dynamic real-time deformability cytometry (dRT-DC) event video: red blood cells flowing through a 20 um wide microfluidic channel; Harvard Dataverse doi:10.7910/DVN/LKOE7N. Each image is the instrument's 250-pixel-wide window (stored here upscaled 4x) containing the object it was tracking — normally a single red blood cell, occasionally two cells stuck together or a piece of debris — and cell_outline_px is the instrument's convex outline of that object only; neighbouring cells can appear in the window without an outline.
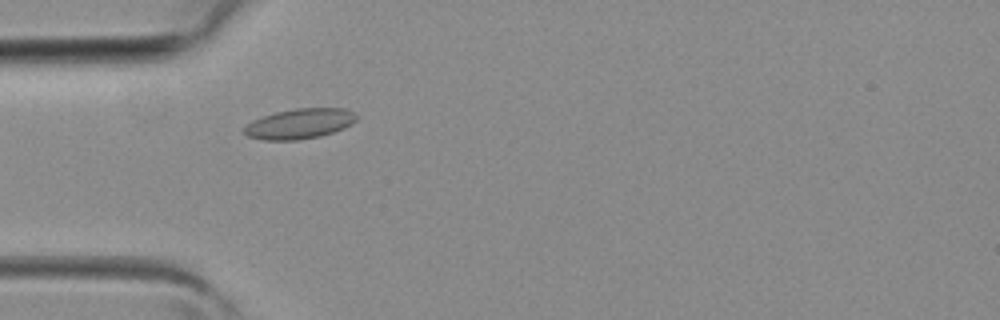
{"species": "common noctule bat (a hibernating species)", "species_latin": "Nyctalus noctula", "temperature_condition": "room temperature", "stored_images_in_passage": 3, "camera_frame_rate_fps": 3000, "um_per_image_px": 0.085, "animal": {"sex": "female", "body_mass_g": 19.3, "forearm_length_mm": 54.1}, "frame": {"image": 1, "passage_image": 3, "time_ms": 0.667, "image_size_px": [1000, 320], "cell_outline_px": [[360, 116], [352, 124], [344, 128], [320, 136], [296, 140], [264, 140], [248, 136], [244, 132], [244, 128], [252, 120], [276, 112], [296, 108], [344, 108], [356, 112]], "centroid_in_image_um": [25.52, 10.5], "position_along_channel_um": 59.5, "area_um2": 19.77}}